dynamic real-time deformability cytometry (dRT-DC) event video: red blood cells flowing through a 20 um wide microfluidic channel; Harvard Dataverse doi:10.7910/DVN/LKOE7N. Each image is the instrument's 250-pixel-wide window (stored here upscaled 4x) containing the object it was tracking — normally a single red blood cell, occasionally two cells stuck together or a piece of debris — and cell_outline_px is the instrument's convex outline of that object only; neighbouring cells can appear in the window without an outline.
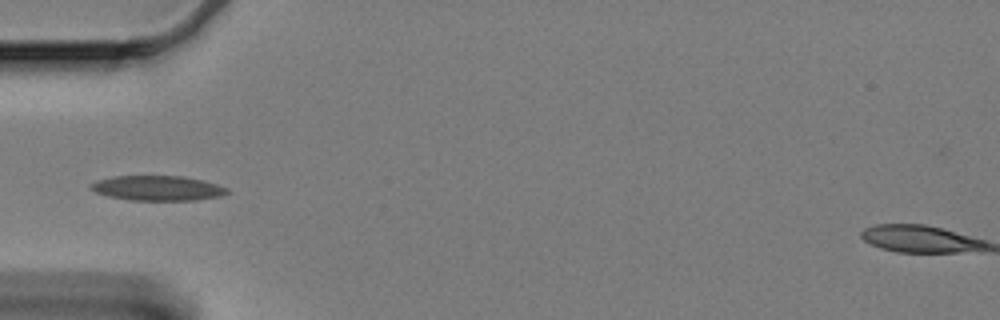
{"species": "Egyptian fruit bat (a non-hibernating species)", "species_latin": "Rousettus aegyptiacus", "temperature_condition": "cold", "stored_images_in_passage": 42, "camera_frame_rate_fps": 3000, "um_per_image_px": 0.085, "animal": {"sex": "female"}, "frame": {"image": 1, "passage_image": 1, "time_ms": 0.0, "image_size_px": [1000, 320], "cell_outline_px": [[232, 192], [220, 196], [196, 200], [128, 200], [108, 196], [96, 192], [88, 188], [88, 184], [96, 180], [112, 176], [184, 176], [204, 180], [228, 188]], "centroid_in_image_um": [13.38, 15.99], "position_along_channel_um": 71.6, "area_um2": 20.06}}
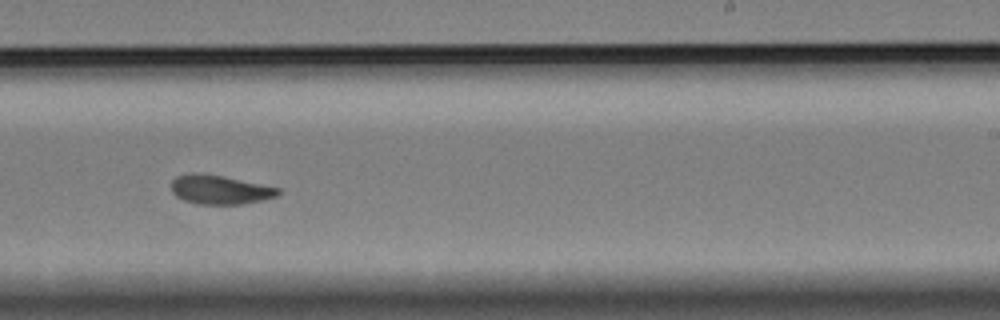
{"frame": {"image": 2, "passage_image": 19, "time_ms": 6.0, "image_size_px": [1000, 320], "cell_outline_px": [[280, 196], [264, 200], [244, 204], [196, 204], [184, 200], [176, 196], [172, 192], [172, 180], [176, 176], [192, 172], [224, 176], [280, 188]], "centroid_in_image_um": [18.71, 16.12], "position_along_channel_um": 270.3, "area_um2": 18.26}}
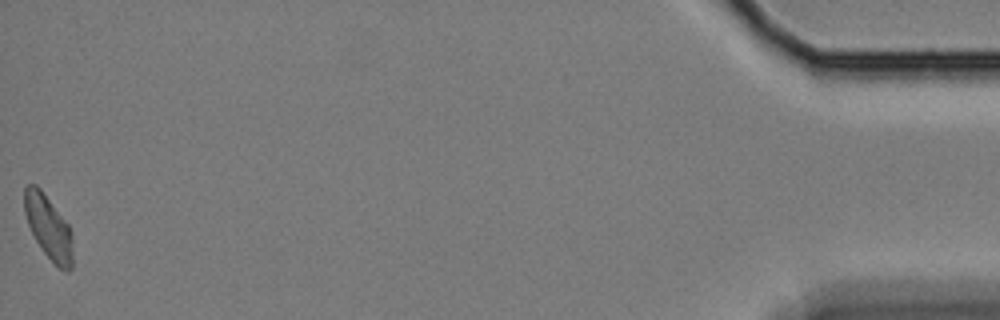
{"frame": {"image": 3, "passage_image": 42, "time_ms": 13.667, "image_size_px": [1000, 320], "cell_outline_px": [[72, 268], [68, 272], [60, 268], [44, 252], [36, 240], [28, 224], [24, 212], [24, 188], [28, 184], [36, 184], [40, 188], [68, 224], [72, 236]], "centroid_in_image_um": [4.11, 19.29], "position_along_channel_um": 431.1, "area_um2": 17.69}, "authors_computed_cell_mechanics": {"area_um2": 18.3804, "velocity_mm_per_s": 3.303, "shape_relaxation_time_tau1_ms": 6.5666, "shape_relaxation_time_tau2_ms": 2.0561, "deformation_change_tau1": 0.1528, "deformation_change_tau2": 0.06}}